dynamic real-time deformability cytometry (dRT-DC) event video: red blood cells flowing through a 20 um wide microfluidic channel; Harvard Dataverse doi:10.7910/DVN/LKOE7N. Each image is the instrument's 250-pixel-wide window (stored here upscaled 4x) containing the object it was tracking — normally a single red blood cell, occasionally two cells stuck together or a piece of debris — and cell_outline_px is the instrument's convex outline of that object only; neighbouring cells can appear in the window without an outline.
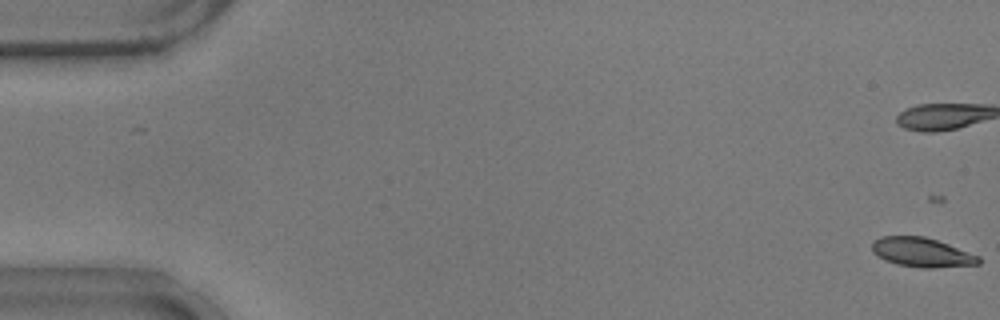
{"species": "common noctule bat (a hibernating species)", "species_latin": "Nyctalus noctula", "temperature_condition": "warm", "stored_images_in_passage": 56, "camera_frame_rate_fps": 3000, "um_per_image_px": 0.085, "animal": {"sex": "male", "body_mass_g": 17.9}, "frame": {"image": 1, "passage_image": 2, "time_ms": 0.333, "image_size_px": [1000, 320], "cell_outline_px": [[980, 264], [932, 268], [924, 268], [896, 264], [884, 260], [872, 252], [872, 244], [880, 236], [924, 236], [948, 244], [980, 256]], "centroid_in_image_um": [78.35, 21.45], "position_along_channel_um": 6.6, "area_um2": 18.15}}